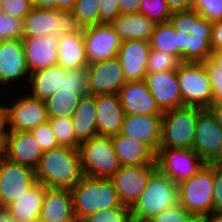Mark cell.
<instances>
[{
    "instance_id": "cell-1",
    "label": "cell",
    "mask_w": 222,
    "mask_h": 222,
    "mask_svg": "<svg viewBox=\"0 0 222 222\" xmlns=\"http://www.w3.org/2000/svg\"><path fill=\"white\" fill-rule=\"evenodd\" d=\"M169 21L177 31L181 62L202 63L210 58L212 22L193 9L173 11Z\"/></svg>"
},
{
    "instance_id": "cell-2",
    "label": "cell",
    "mask_w": 222,
    "mask_h": 222,
    "mask_svg": "<svg viewBox=\"0 0 222 222\" xmlns=\"http://www.w3.org/2000/svg\"><path fill=\"white\" fill-rule=\"evenodd\" d=\"M84 173L80 152L68 146L44 151L35 169L36 182L50 188H73Z\"/></svg>"
},
{
    "instance_id": "cell-3",
    "label": "cell",
    "mask_w": 222,
    "mask_h": 222,
    "mask_svg": "<svg viewBox=\"0 0 222 222\" xmlns=\"http://www.w3.org/2000/svg\"><path fill=\"white\" fill-rule=\"evenodd\" d=\"M70 190L77 222L96 211L122 205L111 179L84 176Z\"/></svg>"
},
{
    "instance_id": "cell-4",
    "label": "cell",
    "mask_w": 222,
    "mask_h": 222,
    "mask_svg": "<svg viewBox=\"0 0 222 222\" xmlns=\"http://www.w3.org/2000/svg\"><path fill=\"white\" fill-rule=\"evenodd\" d=\"M178 203V187L169 177L156 170L139 199L131 207L133 222H147Z\"/></svg>"
},
{
    "instance_id": "cell-5",
    "label": "cell",
    "mask_w": 222,
    "mask_h": 222,
    "mask_svg": "<svg viewBox=\"0 0 222 222\" xmlns=\"http://www.w3.org/2000/svg\"><path fill=\"white\" fill-rule=\"evenodd\" d=\"M177 187L178 203L198 221L205 222L214 213L213 164L204 165Z\"/></svg>"
},
{
    "instance_id": "cell-6",
    "label": "cell",
    "mask_w": 222,
    "mask_h": 222,
    "mask_svg": "<svg viewBox=\"0 0 222 222\" xmlns=\"http://www.w3.org/2000/svg\"><path fill=\"white\" fill-rule=\"evenodd\" d=\"M202 108L182 106L164 111L159 147L192 149L198 113Z\"/></svg>"
},
{
    "instance_id": "cell-7",
    "label": "cell",
    "mask_w": 222,
    "mask_h": 222,
    "mask_svg": "<svg viewBox=\"0 0 222 222\" xmlns=\"http://www.w3.org/2000/svg\"><path fill=\"white\" fill-rule=\"evenodd\" d=\"M84 176L110 179L121 168L111 137L96 135L79 147Z\"/></svg>"
},
{
    "instance_id": "cell-8",
    "label": "cell",
    "mask_w": 222,
    "mask_h": 222,
    "mask_svg": "<svg viewBox=\"0 0 222 222\" xmlns=\"http://www.w3.org/2000/svg\"><path fill=\"white\" fill-rule=\"evenodd\" d=\"M13 91L16 92L15 94L20 92L21 96H18L19 99H17L18 97H15V100L13 98L11 103H9L10 101H7L8 104L3 102L5 130L30 132L38 125L48 122L44 101L31 96L28 92L24 94L23 89H21L22 92L14 89Z\"/></svg>"
},
{
    "instance_id": "cell-9",
    "label": "cell",
    "mask_w": 222,
    "mask_h": 222,
    "mask_svg": "<svg viewBox=\"0 0 222 222\" xmlns=\"http://www.w3.org/2000/svg\"><path fill=\"white\" fill-rule=\"evenodd\" d=\"M177 77L183 106L202 109L212 106L211 81L203 63L182 62L178 66Z\"/></svg>"
},
{
    "instance_id": "cell-10",
    "label": "cell",
    "mask_w": 222,
    "mask_h": 222,
    "mask_svg": "<svg viewBox=\"0 0 222 222\" xmlns=\"http://www.w3.org/2000/svg\"><path fill=\"white\" fill-rule=\"evenodd\" d=\"M157 170L178 186L197 173L207 163L193 150L159 147L155 153Z\"/></svg>"
},
{
    "instance_id": "cell-11",
    "label": "cell",
    "mask_w": 222,
    "mask_h": 222,
    "mask_svg": "<svg viewBox=\"0 0 222 222\" xmlns=\"http://www.w3.org/2000/svg\"><path fill=\"white\" fill-rule=\"evenodd\" d=\"M29 68L26 61V56L24 53V48L22 44V39H9L0 41V86L2 93L0 96L8 95V88L10 85L14 84L15 90H21L20 87L23 84L24 87H27L29 83ZM26 77V78H25ZM21 79V80H20ZM22 80H25V82ZM14 82V83H12ZM18 82V83H17ZM17 83V87L15 86ZM21 83V85H19ZM16 87V88H15Z\"/></svg>"
},
{
    "instance_id": "cell-12",
    "label": "cell",
    "mask_w": 222,
    "mask_h": 222,
    "mask_svg": "<svg viewBox=\"0 0 222 222\" xmlns=\"http://www.w3.org/2000/svg\"><path fill=\"white\" fill-rule=\"evenodd\" d=\"M79 28L72 11L32 8L23 19L22 38L68 34L77 31Z\"/></svg>"
},
{
    "instance_id": "cell-13",
    "label": "cell",
    "mask_w": 222,
    "mask_h": 222,
    "mask_svg": "<svg viewBox=\"0 0 222 222\" xmlns=\"http://www.w3.org/2000/svg\"><path fill=\"white\" fill-rule=\"evenodd\" d=\"M192 149L207 164H219L222 161V130L208 108L198 113Z\"/></svg>"
},
{
    "instance_id": "cell-14",
    "label": "cell",
    "mask_w": 222,
    "mask_h": 222,
    "mask_svg": "<svg viewBox=\"0 0 222 222\" xmlns=\"http://www.w3.org/2000/svg\"><path fill=\"white\" fill-rule=\"evenodd\" d=\"M35 183L33 168L12 162L5 157L0 159V201L4 208L18 200Z\"/></svg>"
},
{
    "instance_id": "cell-15",
    "label": "cell",
    "mask_w": 222,
    "mask_h": 222,
    "mask_svg": "<svg viewBox=\"0 0 222 222\" xmlns=\"http://www.w3.org/2000/svg\"><path fill=\"white\" fill-rule=\"evenodd\" d=\"M88 64L114 58L122 45L121 38L110 24L99 23L82 28Z\"/></svg>"
},
{
    "instance_id": "cell-16",
    "label": "cell",
    "mask_w": 222,
    "mask_h": 222,
    "mask_svg": "<svg viewBox=\"0 0 222 222\" xmlns=\"http://www.w3.org/2000/svg\"><path fill=\"white\" fill-rule=\"evenodd\" d=\"M156 170V164L121 166L110 178L121 203L132 207L146 188L150 176Z\"/></svg>"
},
{
    "instance_id": "cell-17",
    "label": "cell",
    "mask_w": 222,
    "mask_h": 222,
    "mask_svg": "<svg viewBox=\"0 0 222 222\" xmlns=\"http://www.w3.org/2000/svg\"><path fill=\"white\" fill-rule=\"evenodd\" d=\"M87 93L118 94L127 82L118 57L87 65Z\"/></svg>"
},
{
    "instance_id": "cell-18",
    "label": "cell",
    "mask_w": 222,
    "mask_h": 222,
    "mask_svg": "<svg viewBox=\"0 0 222 222\" xmlns=\"http://www.w3.org/2000/svg\"><path fill=\"white\" fill-rule=\"evenodd\" d=\"M43 153L31 132L6 130L4 157L8 160L35 170Z\"/></svg>"
},
{
    "instance_id": "cell-19",
    "label": "cell",
    "mask_w": 222,
    "mask_h": 222,
    "mask_svg": "<svg viewBox=\"0 0 222 222\" xmlns=\"http://www.w3.org/2000/svg\"><path fill=\"white\" fill-rule=\"evenodd\" d=\"M144 82L162 112L183 106L177 70L147 73Z\"/></svg>"
},
{
    "instance_id": "cell-20",
    "label": "cell",
    "mask_w": 222,
    "mask_h": 222,
    "mask_svg": "<svg viewBox=\"0 0 222 222\" xmlns=\"http://www.w3.org/2000/svg\"><path fill=\"white\" fill-rule=\"evenodd\" d=\"M97 135L120 134L126 116L118 94L95 95Z\"/></svg>"
},
{
    "instance_id": "cell-21",
    "label": "cell",
    "mask_w": 222,
    "mask_h": 222,
    "mask_svg": "<svg viewBox=\"0 0 222 222\" xmlns=\"http://www.w3.org/2000/svg\"><path fill=\"white\" fill-rule=\"evenodd\" d=\"M161 119L162 115H126L120 133L143 142L156 153L161 141Z\"/></svg>"
},
{
    "instance_id": "cell-22",
    "label": "cell",
    "mask_w": 222,
    "mask_h": 222,
    "mask_svg": "<svg viewBox=\"0 0 222 222\" xmlns=\"http://www.w3.org/2000/svg\"><path fill=\"white\" fill-rule=\"evenodd\" d=\"M57 34L42 37L22 38L29 72L58 65Z\"/></svg>"
},
{
    "instance_id": "cell-23",
    "label": "cell",
    "mask_w": 222,
    "mask_h": 222,
    "mask_svg": "<svg viewBox=\"0 0 222 222\" xmlns=\"http://www.w3.org/2000/svg\"><path fill=\"white\" fill-rule=\"evenodd\" d=\"M126 115H162L144 80L127 81L118 93Z\"/></svg>"
},
{
    "instance_id": "cell-24",
    "label": "cell",
    "mask_w": 222,
    "mask_h": 222,
    "mask_svg": "<svg viewBox=\"0 0 222 222\" xmlns=\"http://www.w3.org/2000/svg\"><path fill=\"white\" fill-rule=\"evenodd\" d=\"M150 44L145 40H128L122 42L118 59L122 65L126 81L144 80L147 74Z\"/></svg>"
},
{
    "instance_id": "cell-25",
    "label": "cell",
    "mask_w": 222,
    "mask_h": 222,
    "mask_svg": "<svg viewBox=\"0 0 222 222\" xmlns=\"http://www.w3.org/2000/svg\"><path fill=\"white\" fill-rule=\"evenodd\" d=\"M39 219L45 222H77L71 190L46 187Z\"/></svg>"
},
{
    "instance_id": "cell-26",
    "label": "cell",
    "mask_w": 222,
    "mask_h": 222,
    "mask_svg": "<svg viewBox=\"0 0 222 222\" xmlns=\"http://www.w3.org/2000/svg\"><path fill=\"white\" fill-rule=\"evenodd\" d=\"M121 166H142L155 163V153L143 142L117 134L111 137Z\"/></svg>"
},
{
    "instance_id": "cell-27",
    "label": "cell",
    "mask_w": 222,
    "mask_h": 222,
    "mask_svg": "<svg viewBox=\"0 0 222 222\" xmlns=\"http://www.w3.org/2000/svg\"><path fill=\"white\" fill-rule=\"evenodd\" d=\"M46 186L36 182L18 200L6 207L14 222H36L39 220Z\"/></svg>"
},
{
    "instance_id": "cell-28",
    "label": "cell",
    "mask_w": 222,
    "mask_h": 222,
    "mask_svg": "<svg viewBox=\"0 0 222 222\" xmlns=\"http://www.w3.org/2000/svg\"><path fill=\"white\" fill-rule=\"evenodd\" d=\"M58 65L65 70L79 69L88 65L82 28L59 35Z\"/></svg>"
},
{
    "instance_id": "cell-29",
    "label": "cell",
    "mask_w": 222,
    "mask_h": 222,
    "mask_svg": "<svg viewBox=\"0 0 222 222\" xmlns=\"http://www.w3.org/2000/svg\"><path fill=\"white\" fill-rule=\"evenodd\" d=\"M110 25L122 42L128 40H145L149 42L156 26L154 22L140 13L120 14Z\"/></svg>"
},
{
    "instance_id": "cell-30",
    "label": "cell",
    "mask_w": 222,
    "mask_h": 222,
    "mask_svg": "<svg viewBox=\"0 0 222 222\" xmlns=\"http://www.w3.org/2000/svg\"><path fill=\"white\" fill-rule=\"evenodd\" d=\"M62 76H65V69L60 65L50 66L30 73L29 83L25 92L31 96L45 101L61 88ZM28 91H26V90Z\"/></svg>"
},
{
    "instance_id": "cell-31",
    "label": "cell",
    "mask_w": 222,
    "mask_h": 222,
    "mask_svg": "<svg viewBox=\"0 0 222 222\" xmlns=\"http://www.w3.org/2000/svg\"><path fill=\"white\" fill-rule=\"evenodd\" d=\"M95 95H83L71 117L76 140L81 144L97 135Z\"/></svg>"
},
{
    "instance_id": "cell-32",
    "label": "cell",
    "mask_w": 222,
    "mask_h": 222,
    "mask_svg": "<svg viewBox=\"0 0 222 222\" xmlns=\"http://www.w3.org/2000/svg\"><path fill=\"white\" fill-rule=\"evenodd\" d=\"M82 95L76 90H57L45 102L48 119L60 116L71 118L77 108Z\"/></svg>"
},
{
    "instance_id": "cell-33",
    "label": "cell",
    "mask_w": 222,
    "mask_h": 222,
    "mask_svg": "<svg viewBox=\"0 0 222 222\" xmlns=\"http://www.w3.org/2000/svg\"><path fill=\"white\" fill-rule=\"evenodd\" d=\"M150 48L178 58V35L170 21L156 24L149 40Z\"/></svg>"
},
{
    "instance_id": "cell-34",
    "label": "cell",
    "mask_w": 222,
    "mask_h": 222,
    "mask_svg": "<svg viewBox=\"0 0 222 222\" xmlns=\"http://www.w3.org/2000/svg\"><path fill=\"white\" fill-rule=\"evenodd\" d=\"M48 122L59 146L79 149L80 143L76 140L71 118L60 116L55 119H48Z\"/></svg>"
},
{
    "instance_id": "cell-35",
    "label": "cell",
    "mask_w": 222,
    "mask_h": 222,
    "mask_svg": "<svg viewBox=\"0 0 222 222\" xmlns=\"http://www.w3.org/2000/svg\"><path fill=\"white\" fill-rule=\"evenodd\" d=\"M100 0H77L72 13L80 28L99 24Z\"/></svg>"
},
{
    "instance_id": "cell-36",
    "label": "cell",
    "mask_w": 222,
    "mask_h": 222,
    "mask_svg": "<svg viewBox=\"0 0 222 222\" xmlns=\"http://www.w3.org/2000/svg\"><path fill=\"white\" fill-rule=\"evenodd\" d=\"M80 222H133L131 207L122 204L119 207L99 210L87 215Z\"/></svg>"
},
{
    "instance_id": "cell-37",
    "label": "cell",
    "mask_w": 222,
    "mask_h": 222,
    "mask_svg": "<svg viewBox=\"0 0 222 222\" xmlns=\"http://www.w3.org/2000/svg\"><path fill=\"white\" fill-rule=\"evenodd\" d=\"M182 62L170 53L151 49L148 54L147 73L174 71Z\"/></svg>"
},
{
    "instance_id": "cell-38",
    "label": "cell",
    "mask_w": 222,
    "mask_h": 222,
    "mask_svg": "<svg viewBox=\"0 0 222 222\" xmlns=\"http://www.w3.org/2000/svg\"><path fill=\"white\" fill-rule=\"evenodd\" d=\"M139 13L155 24H160L168 22L172 12L165 0H142Z\"/></svg>"
},
{
    "instance_id": "cell-39",
    "label": "cell",
    "mask_w": 222,
    "mask_h": 222,
    "mask_svg": "<svg viewBox=\"0 0 222 222\" xmlns=\"http://www.w3.org/2000/svg\"><path fill=\"white\" fill-rule=\"evenodd\" d=\"M87 66L65 70V76H62L61 88L59 90H76L80 95L87 94Z\"/></svg>"
},
{
    "instance_id": "cell-40",
    "label": "cell",
    "mask_w": 222,
    "mask_h": 222,
    "mask_svg": "<svg viewBox=\"0 0 222 222\" xmlns=\"http://www.w3.org/2000/svg\"><path fill=\"white\" fill-rule=\"evenodd\" d=\"M147 222H200L181 204L176 203Z\"/></svg>"
},
{
    "instance_id": "cell-41",
    "label": "cell",
    "mask_w": 222,
    "mask_h": 222,
    "mask_svg": "<svg viewBox=\"0 0 222 222\" xmlns=\"http://www.w3.org/2000/svg\"><path fill=\"white\" fill-rule=\"evenodd\" d=\"M23 20L0 12V41L22 39Z\"/></svg>"
},
{
    "instance_id": "cell-42",
    "label": "cell",
    "mask_w": 222,
    "mask_h": 222,
    "mask_svg": "<svg viewBox=\"0 0 222 222\" xmlns=\"http://www.w3.org/2000/svg\"><path fill=\"white\" fill-rule=\"evenodd\" d=\"M192 9L209 22L222 20V0H193Z\"/></svg>"
},
{
    "instance_id": "cell-43",
    "label": "cell",
    "mask_w": 222,
    "mask_h": 222,
    "mask_svg": "<svg viewBox=\"0 0 222 222\" xmlns=\"http://www.w3.org/2000/svg\"><path fill=\"white\" fill-rule=\"evenodd\" d=\"M211 81L212 105L222 104V69L210 58L202 62Z\"/></svg>"
},
{
    "instance_id": "cell-44",
    "label": "cell",
    "mask_w": 222,
    "mask_h": 222,
    "mask_svg": "<svg viewBox=\"0 0 222 222\" xmlns=\"http://www.w3.org/2000/svg\"><path fill=\"white\" fill-rule=\"evenodd\" d=\"M30 132L33 134V136L44 151L51 150L59 146L56 141L54 132L51 130L49 122L38 125Z\"/></svg>"
},
{
    "instance_id": "cell-45",
    "label": "cell",
    "mask_w": 222,
    "mask_h": 222,
    "mask_svg": "<svg viewBox=\"0 0 222 222\" xmlns=\"http://www.w3.org/2000/svg\"><path fill=\"white\" fill-rule=\"evenodd\" d=\"M3 12L19 19H24L31 11L32 0H2Z\"/></svg>"
},
{
    "instance_id": "cell-46",
    "label": "cell",
    "mask_w": 222,
    "mask_h": 222,
    "mask_svg": "<svg viewBox=\"0 0 222 222\" xmlns=\"http://www.w3.org/2000/svg\"><path fill=\"white\" fill-rule=\"evenodd\" d=\"M214 213L222 212V164H213Z\"/></svg>"
},
{
    "instance_id": "cell-47",
    "label": "cell",
    "mask_w": 222,
    "mask_h": 222,
    "mask_svg": "<svg viewBox=\"0 0 222 222\" xmlns=\"http://www.w3.org/2000/svg\"><path fill=\"white\" fill-rule=\"evenodd\" d=\"M118 15V0H100L99 23L110 24Z\"/></svg>"
},
{
    "instance_id": "cell-48",
    "label": "cell",
    "mask_w": 222,
    "mask_h": 222,
    "mask_svg": "<svg viewBox=\"0 0 222 222\" xmlns=\"http://www.w3.org/2000/svg\"><path fill=\"white\" fill-rule=\"evenodd\" d=\"M210 46L212 51L222 49V20L212 24Z\"/></svg>"
},
{
    "instance_id": "cell-49",
    "label": "cell",
    "mask_w": 222,
    "mask_h": 222,
    "mask_svg": "<svg viewBox=\"0 0 222 222\" xmlns=\"http://www.w3.org/2000/svg\"><path fill=\"white\" fill-rule=\"evenodd\" d=\"M142 0H118L120 14L139 13Z\"/></svg>"
},
{
    "instance_id": "cell-50",
    "label": "cell",
    "mask_w": 222,
    "mask_h": 222,
    "mask_svg": "<svg viewBox=\"0 0 222 222\" xmlns=\"http://www.w3.org/2000/svg\"><path fill=\"white\" fill-rule=\"evenodd\" d=\"M165 1L171 12L192 9L193 0H165Z\"/></svg>"
},
{
    "instance_id": "cell-51",
    "label": "cell",
    "mask_w": 222,
    "mask_h": 222,
    "mask_svg": "<svg viewBox=\"0 0 222 222\" xmlns=\"http://www.w3.org/2000/svg\"><path fill=\"white\" fill-rule=\"evenodd\" d=\"M32 7L43 10H57L56 0H32Z\"/></svg>"
},
{
    "instance_id": "cell-52",
    "label": "cell",
    "mask_w": 222,
    "mask_h": 222,
    "mask_svg": "<svg viewBox=\"0 0 222 222\" xmlns=\"http://www.w3.org/2000/svg\"><path fill=\"white\" fill-rule=\"evenodd\" d=\"M57 11H72L77 0H56Z\"/></svg>"
},
{
    "instance_id": "cell-53",
    "label": "cell",
    "mask_w": 222,
    "mask_h": 222,
    "mask_svg": "<svg viewBox=\"0 0 222 222\" xmlns=\"http://www.w3.org/2000/svg\"><path fill=\"white\" fill-rule=\"evenodd\" d=\"M208 109L214 114L217 124L222 130V104L212 105Z\"/></svg>"
},
{
    "instance_id": "cell-54",
    "label": "cell",
    "mask_w": 222,
    "mask_h": 222,
    "mask_svg": "<svg viewBox=\"0 0 222 222\" xmlns=\"http://www.w3.org/2000/svg\"><path fill=\"white\" fill-rule=\"evenodd\" d=\"M210 59L222 69V49L212 51Z\"/></svg>"
},
{
    "instance_id": "cell-55",
    "label": "cell",
    "mask_w": 222,
    "mask_h": 222,
    "mask_svg": "<svg viewBox=\"0 0 222 222\" xmlns=\"http://www.w3.org/2000/svg\"><path fill=\"white\" fill-rule=\"evenodd\" d=\"M0 222H14L6 208L0 210Z\"/></svg>"
},
{
    "instance_id": "cell-56",
    "label": "cell",
    "mask_w": 222,
    "mask_h": 222,
    "mask_svg": "<svg viewBox=\"0 0 222 222\" xmlns=\"http://www.w3.org/2000/svg\"><path fill=\"white\" fill-rule=\"evenodd\" d=\"M0 132H6L4 119V105L0 104Z\"/></svg>"
},
{
    "instance_id": "cell-57",
    "label": "cell",
    "mask_w": 222,
    "mask_h": 222,
    "mask_svg": "<svg viewBox=\"0 0 222 222\" xmlns=\"http://www.w3.org/2000/svg\"><path fill=\"white\" fill-rule=\"evenodd\" d=\"M205 222H222V212L213 213Z\"/></svg>"
},
{
    "instance_id": "cell-58",
    "label": "cell",
    "mask_w": 222,
    "mask_h": 222,
    "mask_svg": "<svg viewBox=\"0 0 222 222\" xmlns=\"http://www.w3.org/2000/svg\"><path fill=\"white\" fill-rule=\"evenodd\" d=\"M5 132H0V159L4 157Z\"/></svg>"
},
{
    "instance_id": "cell-59",
    "label": "cell",
    "mask_w": 222,
    "mask_h": 222,
    "mask_svg": "<svg viewBox=\"0 0 222 222\" xmlns=\"http://www.w3.org/2000/svg\"><path fill=\"white\" fill-rule=\"evenodd\" d=\"M0 12H3L2 0H0Z\"/></svg>"
},
{
    "instance_id": "cell-60",
    "label": "cell",
    "mask_w": 222,
    "mask_h": 222,
    "mask_svg": "<svg viewBox=\"0 0 222 222\" xmlns=\"http://www.w3.org/2000/svg\"><path fill=\"white\" fill-rule=\"evenodd\" d=\"M4 206L2 205L1 201H0V210L3 209Z\"/></svg>"
},
{
    "instance_id": "cell-61",
    "label": "cell",
    "mask_w": 222,
    "mask_h": 222,
    "mask_svg": "<svg viewBox=\"0 0 222 222\" xmlns=\"http://www.w3.org/2000/svg\"><path fill=\"white\" fill-rule=\"evenodd\" d=\"M36 222H45V221L39 219V220H37Z\"/></svg>"
}]
</instances>
